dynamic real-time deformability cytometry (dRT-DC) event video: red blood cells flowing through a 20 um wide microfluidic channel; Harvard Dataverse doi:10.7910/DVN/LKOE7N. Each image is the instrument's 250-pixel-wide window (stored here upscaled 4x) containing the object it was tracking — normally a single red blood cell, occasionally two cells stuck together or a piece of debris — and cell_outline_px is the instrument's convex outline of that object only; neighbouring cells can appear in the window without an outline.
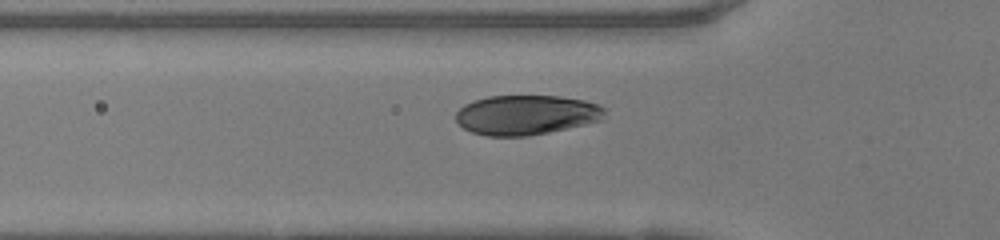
{"species": "human", "species_latin": "Homo sapiens", "temperature_condition": "warm", "stored_images_in_passage": 34, "camera_frame_rate_fps": 3000, "um_per_image_px": 0.085, "donor": {"sex": "female"}, "frame": {"image": 1, "passage_image": 7, "time_ms": 2.0, "image_size_px": [1000, 240], "cell_outline_px": [[604, 112], [600, 120], [584, 124], [548, 132], [528, 136], [488, 136], [472, 132], [464, 128], [456, 120], [456, 112], [464, 104], [472, 100], [488, 96], [560, 96], [584, 100], [596, 104], [604, 108]], "centroid_in_image_um": [44.68, 9.76], "position_along_channel_um": 81.1, "area_um2": 34.22}}
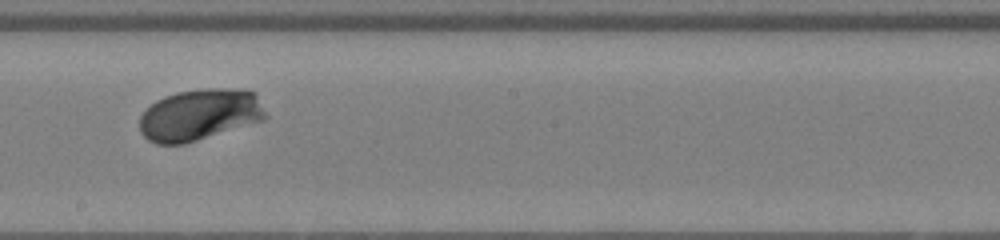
{"frame": {"image": 2, "passage_image": 18, "time_ms": 5.667, "image_size_px": [1000, 240], "cell_outline_px": [[268, 116], [264, 120], [184, 144], [156, 144], [148, 140], [140, 132], [140, 116], [156, 100], [164, 96], [176, 92], [204, 88], [244, 88], [256, 92]], "centroid_in_image_um": [17.0, 9.73], "position_along_channel_um": 231.2, "area_um2": 38.15}}
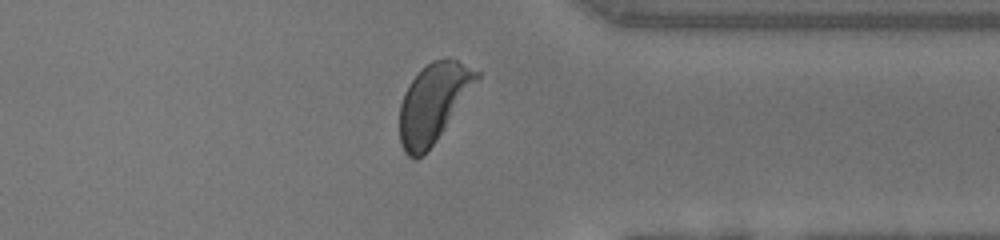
{"frame": {"image": 3, "passage_image": 29, "time_ms": 9.333, "image_size_px": [1000, 240], "cell_outline_px": [[480, 76], [436, 140], [416, 160], [408, 156], [404, 152], [400, 144], [400, 104], [404, 92], [408, 84], [432, 60], [456, 60], [480, 72]], "centroid_in_image_um": [36.78, 8.76], "position_along_channel_um": 374.6, "area_um2": 34.16}, "authors_computed_cell_mechanics": {"area_um2": 36.0383, "velocity_mm_per_s": 4.0936, "shape_relaxation_time_tau1_ms": 1.8924, "shape_relaxation_time_tau2_ms": null, "deformation_change_tau1": 0.1382, "deformation_change_tau2": null}}